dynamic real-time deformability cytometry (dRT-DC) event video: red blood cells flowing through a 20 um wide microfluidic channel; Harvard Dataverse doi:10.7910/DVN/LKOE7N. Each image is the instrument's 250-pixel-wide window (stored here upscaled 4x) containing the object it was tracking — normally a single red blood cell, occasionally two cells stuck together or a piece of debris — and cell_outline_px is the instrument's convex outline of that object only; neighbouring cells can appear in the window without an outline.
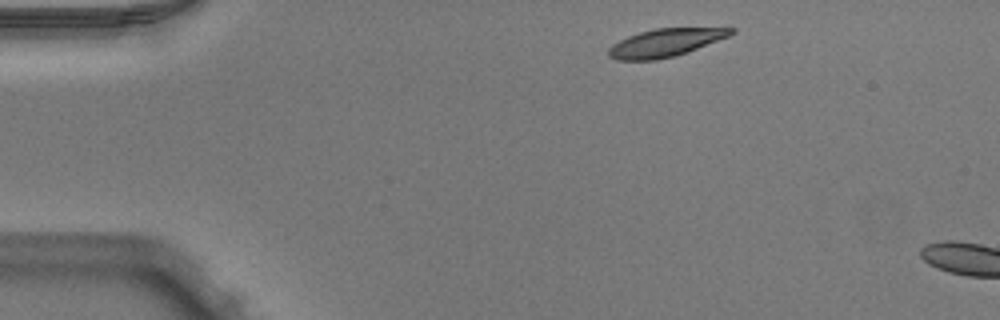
{"species": "Egyptian fruit bat (a non-hibernating species)", "species_latin": "Rousettus aegyptiacus", "temperature_condition": "warm", "stored_images_in_passage": 43, "camera_frame_rate_fps": 3000, "um_per_image_px": 0.085, "animal": {"sex": "male"}, "frame": {"image": 1, "passage_image": 1, "time_ms": 0.0, "image_size_px": [1000, 320], "cell_outline_px": [[736, 32], [728, 36], [676, 56], [656, 60], [616, 60], [608, 56], [608, 48], [612, 44], [628, 36], [640, 32], [656, 28], [736, 28]], "centroid_in_image_um": [56.51, 3.64], "position_along_channel_um": 28.5, "area_um2": 19.77}}
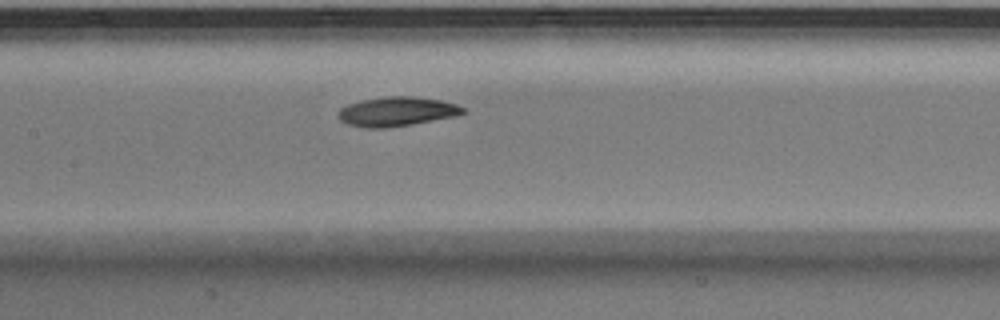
{"frame": {"image": 2, "passage_image": 17, "time_ms": 5.333, "image_size_px": [1000, 320], "cell_outline_px": [[464, 112], [456, 116], [412, 124], [384, 128], [364, 128], [348, 124], [340, 120], [336, 116], [336, 112], [340, 108], [348, 104], [360, 100], [384, 96], [412, 96], [440, 100], [456, 104], [464, 108]], "centroid_in_image_um": [33.66, 9.48], "position_along_channel_um": 173.7, "area_um2": 21.44}}
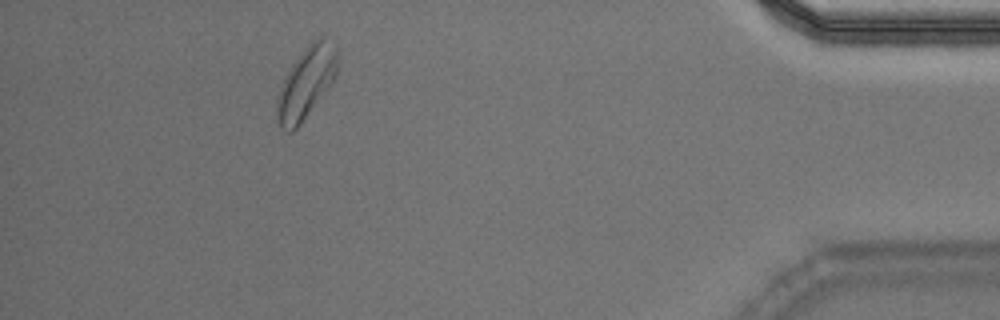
{"frame": {"image": 3, "passage_image": 39, "time_ms": 12.667, "image_size_px": [1000, 320], "cell_outline_px": [[336, 76], [296, 128], [292, 132], [284, 132], [280, 128], [276, 120], [276, 96], [284, 76], [292, 64], [304, 48], [316, 36], [324, 36], [336, 44]], "centroid_in_image_um": [25.97, 7.01], "position_along_channel_um": 409.2, "area_um2": 25.14}}